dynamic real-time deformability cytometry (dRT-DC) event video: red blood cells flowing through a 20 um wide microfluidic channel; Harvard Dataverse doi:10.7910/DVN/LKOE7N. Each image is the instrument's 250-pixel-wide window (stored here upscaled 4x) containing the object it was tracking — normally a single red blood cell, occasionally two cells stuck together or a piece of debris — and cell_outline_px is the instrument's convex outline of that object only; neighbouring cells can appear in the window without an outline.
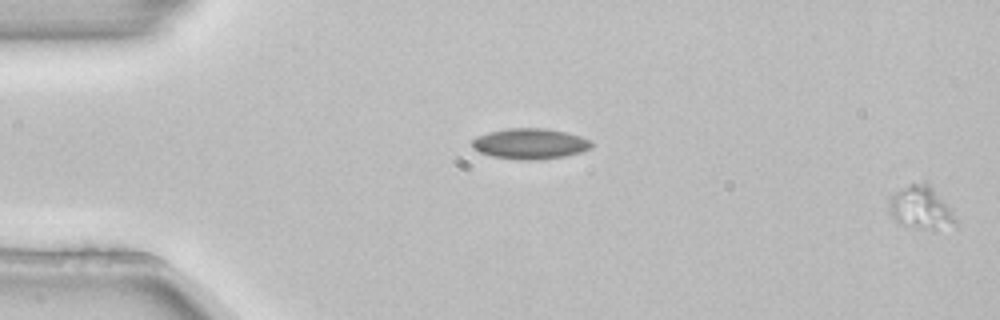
{"species": "common noctule bat (a hibernating species)", "species_latin": "Nyctalus noctula", "temperature_condition": "room temperature", "stored_images_in_passage": 3, "segment_of_instrument_passage": [2, 2], "camera_frame_rate_fps": 3000, "um_per_image_px": 0.085, "animal": {"sex": "female", "body_mass_g": 22.7, "forearm_length_mm": 54.2}, "frame": {"image": 1, "passage_image": 3, "time_ms": 0.667, "image_size_px": [1000, 320], "cell_outline_px": [[956, 224], [936, 232], [932, 232], [900, 224], [892, 216], [888, 200], [896, 192], [912, 180], [928, 180], [948, 208], [956, 220]], "centroid_in_image_um": [78.27, 17.63], "position_along_channel_um": 6.7, "area_um2": 17.05}}